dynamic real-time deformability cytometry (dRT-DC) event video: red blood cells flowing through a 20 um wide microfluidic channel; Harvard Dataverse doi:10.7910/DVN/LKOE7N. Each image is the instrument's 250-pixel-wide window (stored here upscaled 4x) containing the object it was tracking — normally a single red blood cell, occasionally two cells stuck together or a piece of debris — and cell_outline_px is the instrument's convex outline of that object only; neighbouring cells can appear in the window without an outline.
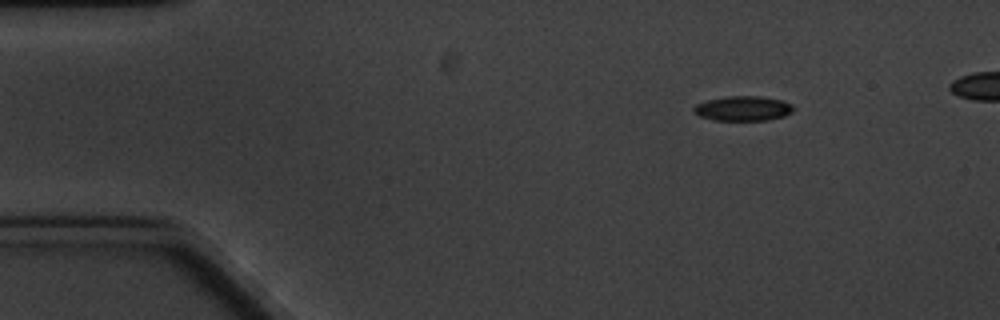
{"species": "common noctule bat (a hibernating species)", "species_latin": "Nyctalus noctula", "temperature_condition": "cold", "stored_images_in_passage": 7, "camera_frame_rate_fps": 3000, "um_per_image_px": 0.085, "animal": {"sex": "male", "body_mass_g": 20.1, "forearm_length_mm": 53.5}, "frame": {"image": 1, "passage_image": 1, "time_ms": 0.0, "image_size_px": [1000, 320], "cell_outline_px": [[796, 108], [792, 112], [784, 116], [768, 120], [712, 120], [700, 116], [692, 112], [692, 108], [696, 104], [708, 100], [724, 96], [760, 96], [784, 100], [792, 104]], "centroid_in_image_um": [63.17, 9.21], "position_along_channel_um": 21.8, "area_um2": 14.62}}